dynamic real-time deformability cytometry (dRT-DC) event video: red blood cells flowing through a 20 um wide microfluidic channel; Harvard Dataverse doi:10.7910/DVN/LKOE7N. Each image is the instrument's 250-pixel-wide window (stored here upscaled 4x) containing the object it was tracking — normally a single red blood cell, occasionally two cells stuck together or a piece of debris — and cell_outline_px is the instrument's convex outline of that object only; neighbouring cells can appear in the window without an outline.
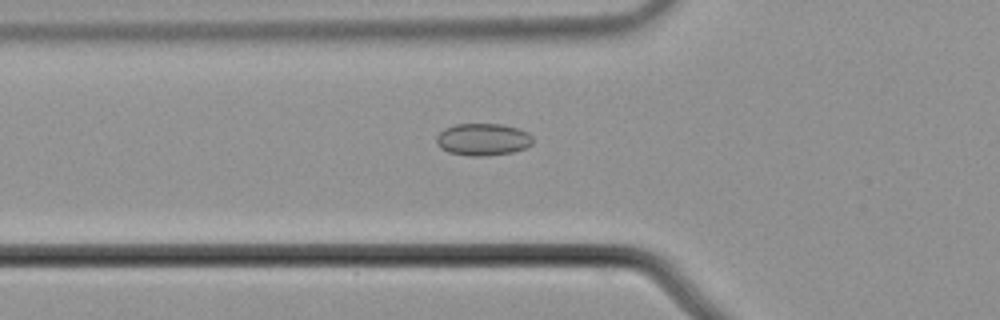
{"species": "common noctule bat (a hibernating species)", "species_latin": "Nyctalus noctula", "temperature_condition": "cold", "stored_images_in_passage": 15, "camera_frame_rate_fps": 3000, "um_per_image_px": 0.085, "animal": {"sex": "male", "body_mass_g": 21.5, "forearm_length_mm": 52.0}, "frame": {"image": 1, "passage_image": 2, "time_ms": 0.333, "image_size_px": [1000, 320], "cell_outline_px": [[532, 144], [524, 148], [512, 152], [488, 156], [468, 156], [448, 152], [440, 148], [436, 144], [436, 136], [444, 128], [456, 124], [504, 124], [520, 128], [528, 132], [532, 136]], "centroid_in_image_um": [41.04, 11.85], "position_along_channel_um": 84.8, "area_um2": 18.32}}
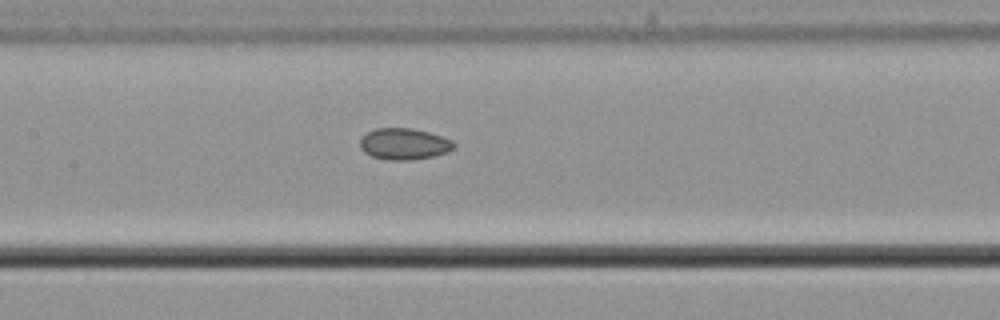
{"frame": {"image": 2, "passage_image": 9, "time_ms": 2.667, "image_size_px": [1000, 320], "cell_outline_px": [[456, 144], [448, 152], [432, 156], [408, 160], [388, 160], [372, 156], [364, 152], [360, 148], [360, 140], [368, 132], [376, 128], [412, 128], [428, 132], [452, 140]], "centroid_in_image_um": [34.33, 12.23], "position_along_channel_um": 173.1, "area_um2": 16.99}}
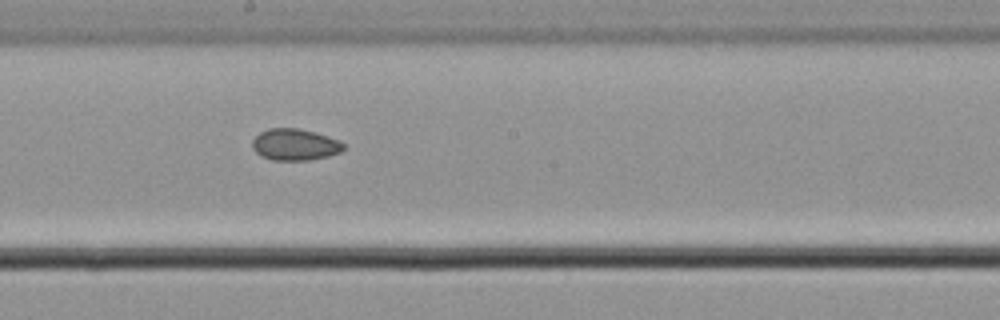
{"frame": {"image": 3, "passage_image": 13, "time_ms": 4.0, "image_size_px": [1000, 320], "cell_outline_px": [[344, 148], [340, 152], [328, 156], [308, 160], [272, 160], [260, 156], [252, 148], [252, 140], [260, 132], [268, 128], [296, 128], [328, 136], [340, 140], [344, 144]], "centroid_in_image_um": [25.04, 12.29], "position_along_channel_um": 223.2, "area_um2": 16.76}}